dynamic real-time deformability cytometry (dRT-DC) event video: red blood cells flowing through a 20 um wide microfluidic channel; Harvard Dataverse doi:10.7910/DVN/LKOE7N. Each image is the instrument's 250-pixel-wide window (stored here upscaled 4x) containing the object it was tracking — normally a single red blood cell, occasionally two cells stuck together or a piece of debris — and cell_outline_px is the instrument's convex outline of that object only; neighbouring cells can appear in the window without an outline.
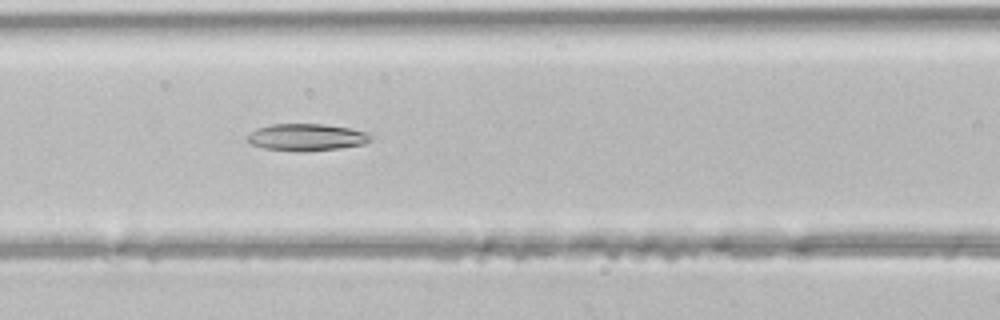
{"species": "common noctule bat (a hibernating species)", "species_latin": "Nyctalus noctula", "temperature_condition": "room temperature", "stored_images_in_passage": 43, "camera_frame_rate_fps": 3000, "um_per_image_px": 0.085, "animal": {"sex": "male", "body_mass_g": 21.5, "forearm_length_mm": 52.0}, "frame": {"image": 1, "passage_image": 16, "time_ms": 5.0, "image_size_px": [1000, 320], "cell_outline_px": [[372, 140], [364, 144], [340, 148], [264, 148], [252, 144], [244, 140], [256, 128], [272, 124], [324, 124], [348, 128], [368, 132], [372, 136]], "centroid_in_image_um": [26.09, 11.6], "position_along_channel_um": 140.5, "area_um2": 18.38}}
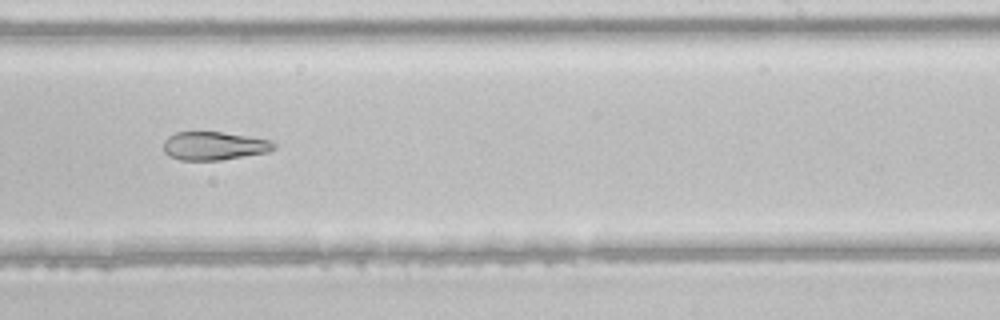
{"frame": {"image": 2, "passage_image": 25, "time_ms": 8.0, "image_size_px": [1000, 320], "cell_outline_px": [[276, 148], [268, 152], [220, 160], [180, 160], [168, 156], [164, 152], [164, 140], [168, 136], [176, 132], [220, 132], [248, 136], [272, 140], [276, 144]], "centroid_in_image_um": [18.2, 12.4], "position_along_channel_um": 270.8, "area_um2": 18.32}}
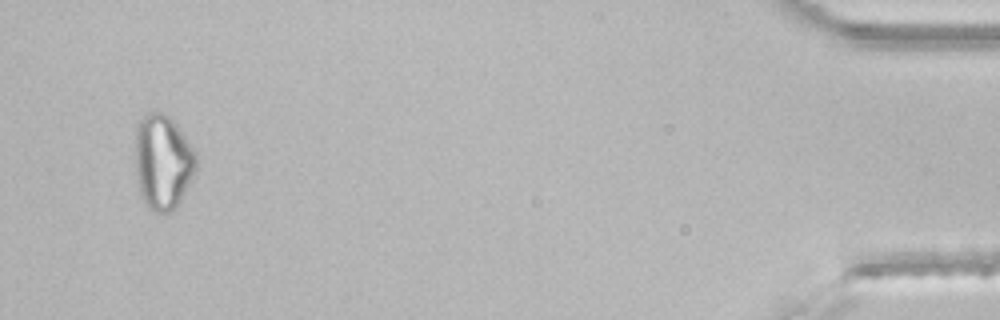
{"frame": {"image": 3, "passage_image": 41, "time_ms": 13.333, "image_size_px": [1000, 320], "cell_outline_px": [[196, 172], [176, 208], [172, 212], [152, 212], [144, 204], [136, 180], [136, 132], [140, 120], [148, 112], [160, 112], [168, 116], [176, 124], [196, 152]], "centroid_in_image_um": [13.84, 13.81], "position_along_channel_um": 421.4, "area_um2": 33.76}}